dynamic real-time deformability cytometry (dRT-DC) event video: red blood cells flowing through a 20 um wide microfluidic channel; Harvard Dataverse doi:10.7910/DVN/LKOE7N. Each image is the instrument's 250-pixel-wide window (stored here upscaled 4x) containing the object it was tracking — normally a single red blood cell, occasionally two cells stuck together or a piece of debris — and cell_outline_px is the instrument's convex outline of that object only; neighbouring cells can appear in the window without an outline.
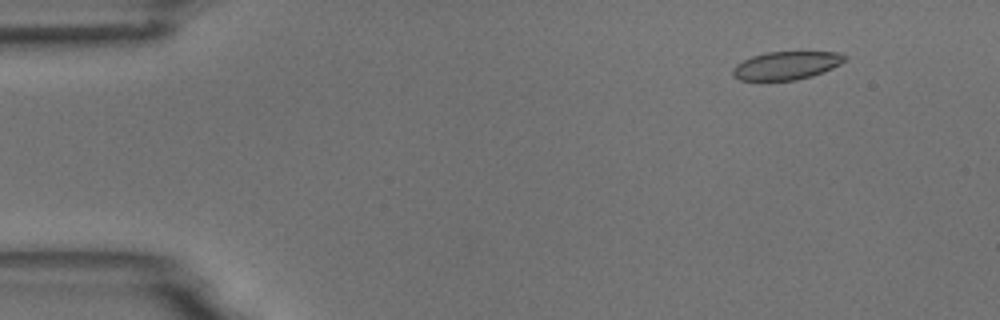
{"species": "common noctule bat (a hibernating species)", "species_latin": "Nyctalus noctula", "temperature_condition": "room temperature", "stored_images_in_passage": 5, "camera_frame_rate_fps": 3000, "um_per_image_px": 0.085, "animal": {"sex": "male", "body_mass_g": 18.8}, "frame": {"image": 1, "passage_image": 2, "time_ms": 1.333, "image_size_px": [1000, 320], "cell_outline_px": [[848, 60], [824, 72], [812, 76], [796, 80], [740, 80], [732, 76], [732, 68], [736, 64], [752, 56], [764, 52], [840, 52], [848, 56]], "centroid_in_image_um": [66.86, 5.56], "position_along_channel_um": 18.1, "area_um2": 18.55}}
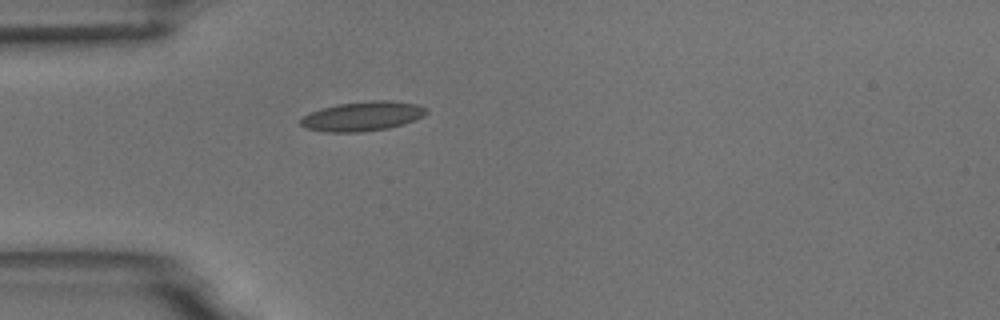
{"frame": {"image": 2, "passage_image": 5, "time_ms": 4.667, "image_size_px": [1000, 320], "cell_outline_px": [[428, 112], [424, 116], [404, 124], [388, 128], [360, 132], [328, 132], [308, 128], [300, 124], [300, 120], [304, 116], [320, 108], [336, 104], [372, 100], [388, 100], [416, 104], [428, 108]], "centroid_in_image_um": [30.85, 9.87], "position_along_channel_um": 54.1, "area_um2": 21.56}}